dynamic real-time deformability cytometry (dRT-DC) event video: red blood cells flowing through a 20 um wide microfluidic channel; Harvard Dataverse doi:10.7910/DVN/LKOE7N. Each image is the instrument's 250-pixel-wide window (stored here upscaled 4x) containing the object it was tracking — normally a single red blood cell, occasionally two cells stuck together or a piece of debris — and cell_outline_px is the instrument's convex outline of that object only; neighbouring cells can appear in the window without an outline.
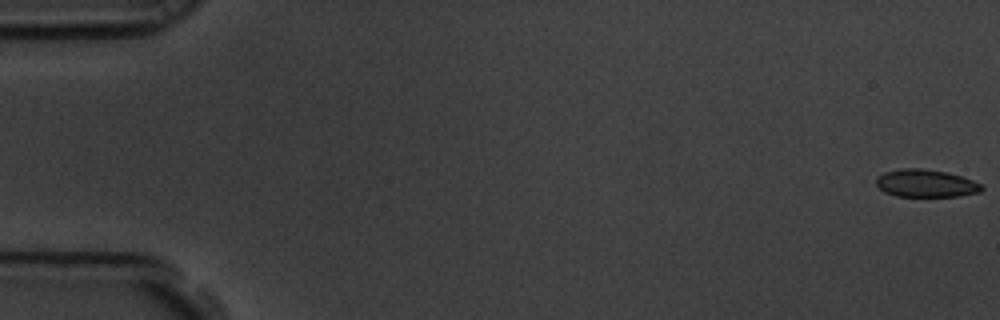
{"species": "common noctule bat (a hibernating species)", "species_latin": "Nyctalus noctula", "temperature_condition": "room temperature", "stored_images_in_passage": 5, "camera_frame_rate_fps": 3000, "um_per_image_px": 0.085, "animal": {"sex": "male", "body_mass_g": 19.5, "forearm_length_mm": 54.6}, "frame": {"image": 1, "passage_image": 1, "time_ms": 0.0, "image_size_px": [1000, 320], "cell_outline_px": [[984, 188], [980, 192], [960, 196], [896, 196], [884, 192], [876, 184], [876, 180], [884, 172], [900, 168], [920, 168], [948, 172], [972, 180], [980, 184]], "centroid_in_image_um": [78.7, 15.58], "position_along_channel_um": 6.3, "area_um2": 16.94}}
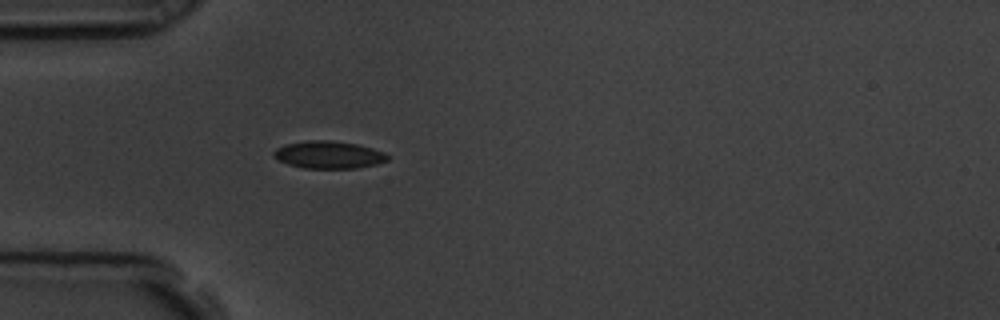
{"frame": {"image": 2, "passage_image": 5, "time_ms": 1.333, "image_size_px": [1000, 320], "cell_outline_px": [[388, 160], [376, 164], [356, 168], [304, 168], [288, 164], [272, 156], [272, 152], [276, 148], [284, 144], [304, 140], [328, 140], [356, 144], [372, 148], [384, 152], [388, 156]], "centroid_in_image_um": [27.89, 13.15], "position_along_channel_um": 57.1, "area_um2": 18.21}}